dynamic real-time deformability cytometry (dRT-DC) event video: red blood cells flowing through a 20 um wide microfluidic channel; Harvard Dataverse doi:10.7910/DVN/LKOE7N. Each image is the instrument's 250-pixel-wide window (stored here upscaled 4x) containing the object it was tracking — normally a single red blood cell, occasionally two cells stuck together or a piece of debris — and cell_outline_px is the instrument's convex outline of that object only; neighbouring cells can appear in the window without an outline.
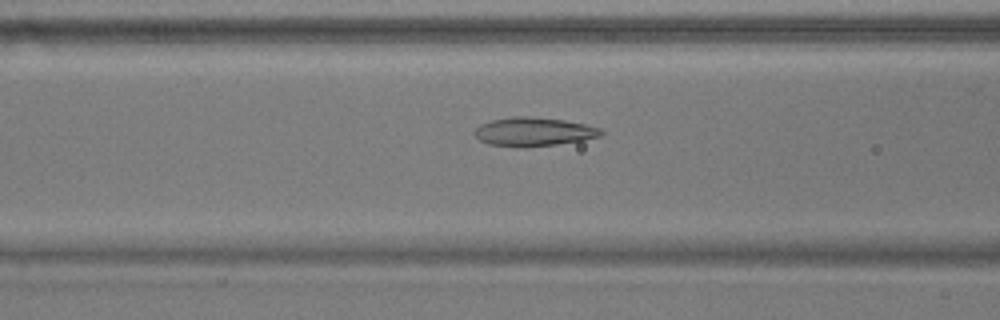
{"species": "common noctule bat (a hibernating species)", "species_latin": "Nyctalus noctula", "temperature_condition": "warm", "stored_images_in_passage": 40, "camera_frame_rate_fps": 3000, "um_per_image_px": 0.085, "animal": {"sex": "male", "body_mass_g": 17.9}, "frame": {"image": 1, "passage_image": 10, "time_ms": 3.0, "image_size_px": [1000, 320], "cell_outline_px": [[604, 132], [600, 136], [584, 140], [556, 144], [488, 144], [480, 140], [472, 132], [480, 124], [492, 120], [512, 116], [528, 116], [564, 120], [584, 124], [600, 128]], "centroid_in_image_um": [45.38, 11.15], "position_along_channel_um": 121.2, "area_um2": 20.29}}
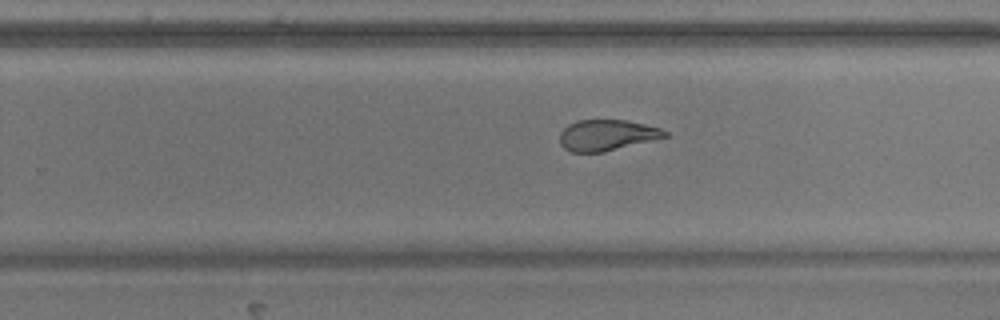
{"frame": {"image": 2, "passage_image": 23, "time_ms": 7.333, "image_size_px": [1000, 320], "cell_outline_px": [[668, 136], [604, 152], [572, 152], [564, 148], [560, 144], [560, 132], [568, 124], [580, 120], [628, 120], [660, 128], [668, 132]], "centroid_in_image_um": [51.57, 11.48], "position_along_channel_um": 278.2, "area_um2": 18.84}}
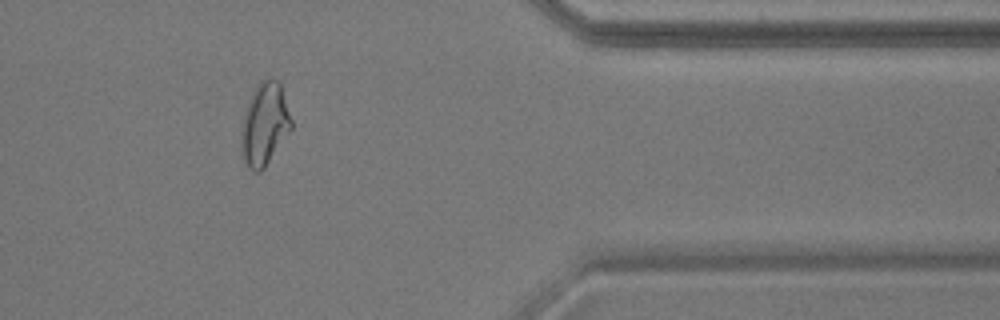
{"frame": {"image": 3, "passage_image": 34, "time_ms": 11.0, "image_size_px": [1000, 320], "cell_outline_px": [[292, 128], [264, 168], [260, 172], [252, 172], [248, 168], [244, 160], [240, 132], [240, 128], [244, 112], [248, 100], [256, 84], [260, 80], [268, 76], [280, 80], [292, 120]], "centroid_in_image_um": [22.48, 10.49], "position_along_channel_um": 388.9, "area_um2": 24.51}, "authors_computed_cell_mechanics": {"area_um2": 20.7502, "velocity_mm_per_s": 3.624, "shape_relaxation_time_tau1_ms": null, "shape_relaxation_time_tau2_ms": 1.9546, "deformation_change_tau1": null, "deformation_change_tau2": 0.0847}}